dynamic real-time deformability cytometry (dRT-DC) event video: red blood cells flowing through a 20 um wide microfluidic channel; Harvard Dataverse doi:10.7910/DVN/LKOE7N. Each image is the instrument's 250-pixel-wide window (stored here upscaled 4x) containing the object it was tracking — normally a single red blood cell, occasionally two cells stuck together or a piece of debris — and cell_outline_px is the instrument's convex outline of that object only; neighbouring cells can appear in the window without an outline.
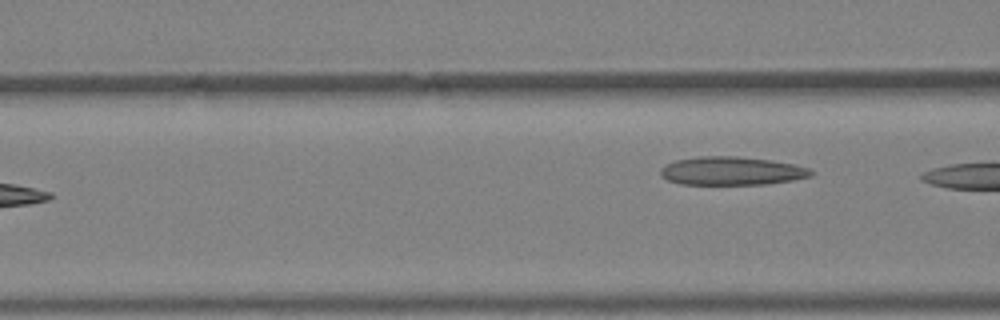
{"species": "Egyptian fruit bat (a non-hibernating species)", "species_latin": "Rousettus aegyptiacus", "temperature_condition": "warm", "stored_images_in_passage": 3, "camera_frame_rate_fps": 3000, "um_per_image_px": 0.085, "animal": {"sex": "female"}, "frame": {"image": 1, "passage_image": 3, "time_ms": 0.667, "image_size_px": [1000, 320], "cell_outline_px": [[816, 172], [812, 176], [792, 180], [768, 184], [680, 184], [668, 180], [660, 176], [660, 168], [676, 160], [700, 156], [736, 156], [772, 160], [796, 164], [808, 168]], "centroid_in_image_um": [62.22, 14.53], "position_along_channel_um": 104.4, "area_um2": 25.03}}